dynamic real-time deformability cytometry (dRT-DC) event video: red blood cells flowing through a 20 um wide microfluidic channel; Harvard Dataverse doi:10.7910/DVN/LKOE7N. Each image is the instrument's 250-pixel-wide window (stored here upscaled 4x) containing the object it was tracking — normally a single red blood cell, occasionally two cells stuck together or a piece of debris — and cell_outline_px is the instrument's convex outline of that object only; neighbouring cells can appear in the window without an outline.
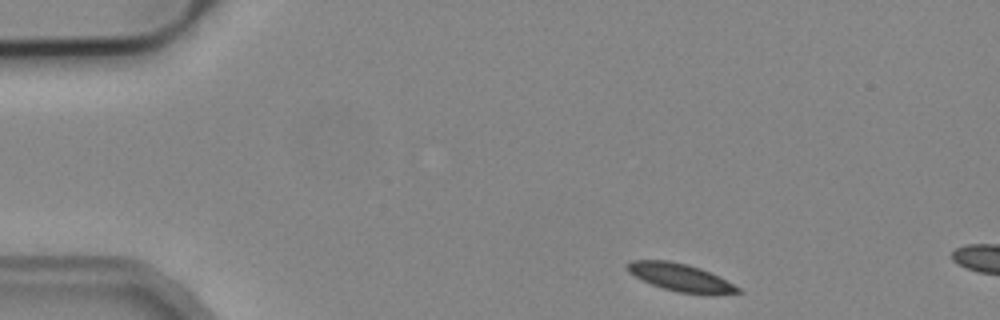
{"species": "common noctule bat (a hibernating species)", "species_latin": "Nyctalus noctula", "temperature_condition": "cold", "stored_images_in_passage": 2, "camera_frame_rate_fps": 3000, "um_per_image_px": 0.085, "animal": {"sex": "male", "body_mass_g": 19.2, "forearm_length_mm": 51.8}, "frame": {"image": 1, "passage_image": 1, "time_ms": 0.0, "image_size_px": [1000, 320], "cell_outline_px": [[744, 292], [676, 292], [652, 284], [628, 272], [628, 264], [632, 260], [668, 260], [700, 268], [740, 288]], "centroid_in_image_um": [57.74, 23.54], "position_along_channel_um": 27.3, "area_um2": 16.65}}